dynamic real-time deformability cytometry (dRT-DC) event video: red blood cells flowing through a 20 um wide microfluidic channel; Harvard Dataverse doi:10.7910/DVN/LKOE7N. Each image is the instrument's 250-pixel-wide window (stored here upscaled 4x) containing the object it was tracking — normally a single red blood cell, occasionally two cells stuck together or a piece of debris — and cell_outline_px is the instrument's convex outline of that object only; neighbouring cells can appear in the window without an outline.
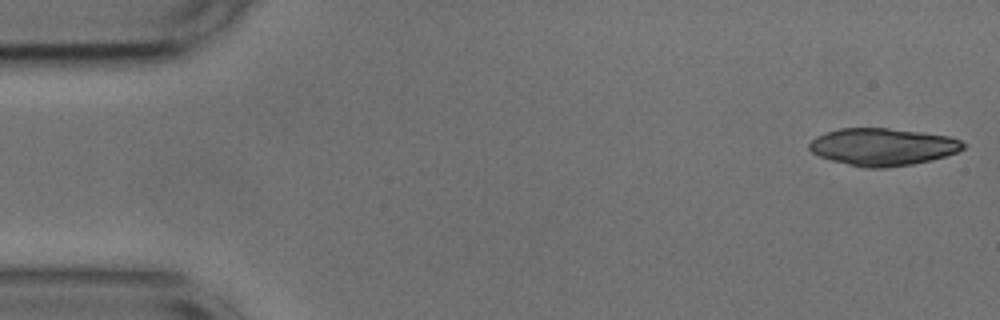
{"species": "common noctule bat (a hibernating species)", "species_latin": "Nyctalus noctula", "temperature_condition": "cold", "stored_images_in_passage": 32, "camera_frame_rate_fps": 3000, "um_per_image_px": 0.085, "animal": {"sex": "male", "body_mass_g": 17.9, "forearm_length_mm": 54.2}, "frame": {"image": 1, "passage_image": 1, "time_ms": 0.0, "image_size_px": [1000, 320], "cell_outline_px": [[964, 148], [956, 152], [932, 160], [912, 164], [884, 168], [864, 168], [832, 160], [820, 156], [812, 152], [808, 148], [808, 144], [816, 136], [840, 128], [888, 128], [920, 132], [948, 136], [960, 140], [964, 144]], "centroid_in_image_um": [75.01, 12.48], "position_along_channel_um": 10.0, "area_um2": 33.23}}
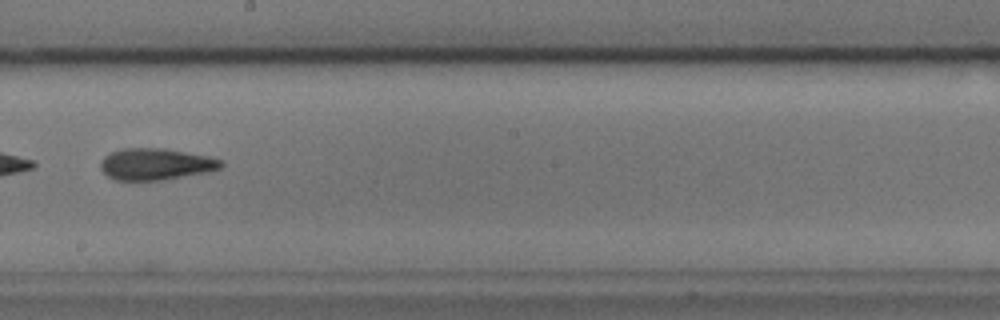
{"frame": {"image": 2, "passage_image": 29, "time_ms": 9.333, "image_size_px": [1000, 320], "cell_outline_px": [[224, 164], [220, 168], [208, 172], [160, 180], [112, 180], [100, 168], [100, 160], [104, 156], [120, 148], [164, 148], [208, 156], [224, 160]], "centroid_in_image_um": [13.23, 13.94], "position_along_channel_um": 235.0, "area_um2": 22.31}}